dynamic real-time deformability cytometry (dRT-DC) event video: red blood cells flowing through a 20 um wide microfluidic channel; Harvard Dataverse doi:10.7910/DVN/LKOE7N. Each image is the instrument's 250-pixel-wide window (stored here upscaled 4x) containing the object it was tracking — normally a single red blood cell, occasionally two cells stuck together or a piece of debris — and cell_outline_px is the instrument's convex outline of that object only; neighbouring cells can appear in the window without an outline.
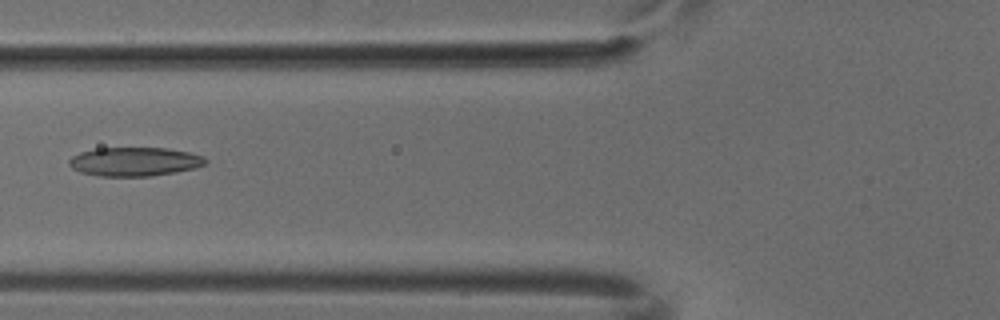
{"species": "common noctule bat (a hibernating species)", "species_latin": "Nyctalus noctula", "temperature_condition": "cold", "stored_images_in_passage": 7, "camera_frame_rate_fps": 3000, "um_per_image_px": 0.085, "animal": {"sex": "male", "body_mass_g": 18.8}, "frame": {"image": 1, "passage_image": 5, "time_ms": 1.333, "image_size_px": [1000, 320], "cell_outline_px": [[208, 160], [204, 164], [196, 168], [176, 172], [152, 176], [100, 176], [80, 172], [72, 168], [68, 164], [68, 160], [72, 156], [80, 152], [96, 148], [168, 148], [188, 152], [204, 156]], "centroid_in_image_um": [11.44, 13.74], "position_along_channel_um": 114.4, "area_um2": 23.06}}
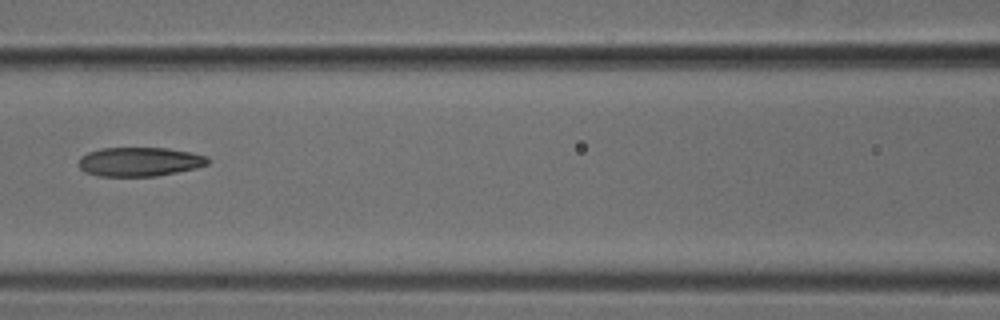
{"frame": {"image": 2, "passage_image": 6, "time_ms": 1.667, "image_size_px": [1000, 320], "cell_outline_px": [[208, 164], [196, 168], [156, 176], [100, 176], [84, 172], [80, 168], [80, 156], [88, 152], [100, 148], [168, 148], [192, 152], [208, 156]], "centroid_in_image_um": [11.87, 13.74], "position_along_channel_um": 154.7, "area_um2": 21.91}}
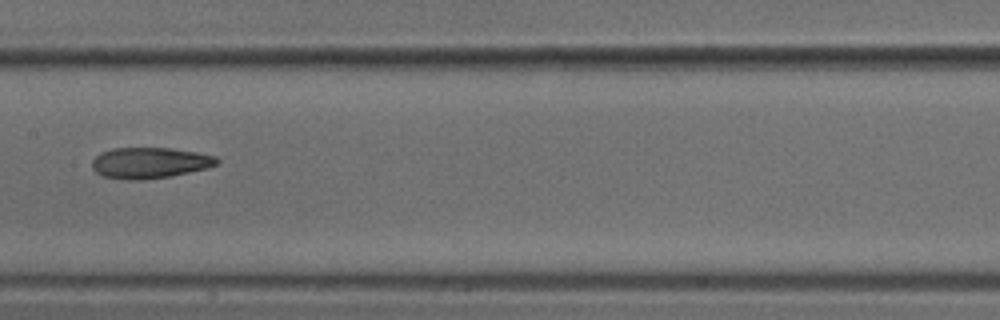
{"frame": {"image": 3, "passage_image": 7, "time_ms": 2.0, "image_size_px": [1000, 320], "cell_outline_px": [[220, 160], [216, 164], [208, 168], [172, 176], [140, 180], [128, 180], [104, 176], [96, 172], [92, 168], [92, 160], [100, 152], [112, 148], [168, 148], [196, 152], [216, 156]], "centroid_in_image_um": [12.72, 13.84], "position_along_channel_um": 194.7, "area_um2": 22.54}}